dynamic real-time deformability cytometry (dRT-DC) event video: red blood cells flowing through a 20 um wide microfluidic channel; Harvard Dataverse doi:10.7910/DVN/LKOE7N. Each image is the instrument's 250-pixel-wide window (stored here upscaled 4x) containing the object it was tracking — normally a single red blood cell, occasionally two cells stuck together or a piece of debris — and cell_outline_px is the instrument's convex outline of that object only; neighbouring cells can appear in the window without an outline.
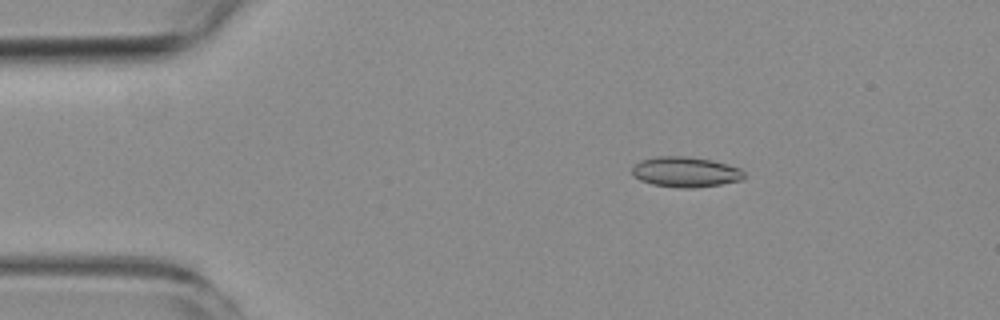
{"species": "common noctule bat (a hibernating species)", "species_latin": "Nyctalus noctula", "temperature_condition": "room temperature", "stored_images_in_passage": 4, "camera_frame_rate_fps": 3000, "um_per_image_px": 0.085, "animal": {"sex": "female", "body_mass_g": 19.3, "forearm_length_mm": 54.1}, "frame": {"image": 1, "passage_image": 3, "time_ms": 2.333, "image_size_px": [1000, 320], "cell_outline_px": [[744, 176], [740, 180], [720, 184], [692, 188], [684, 188], [652, 184], [640, 180], [632, 176], [632, 168], [640, 160], [656, 156], [684, 156], [712, 160], [728, 164], [740, 168], [744, 172]], "centroid_in_image_um": [58.24, 14.61], "position_along_channel_um": 26.8, "area_um2": 19.71}}